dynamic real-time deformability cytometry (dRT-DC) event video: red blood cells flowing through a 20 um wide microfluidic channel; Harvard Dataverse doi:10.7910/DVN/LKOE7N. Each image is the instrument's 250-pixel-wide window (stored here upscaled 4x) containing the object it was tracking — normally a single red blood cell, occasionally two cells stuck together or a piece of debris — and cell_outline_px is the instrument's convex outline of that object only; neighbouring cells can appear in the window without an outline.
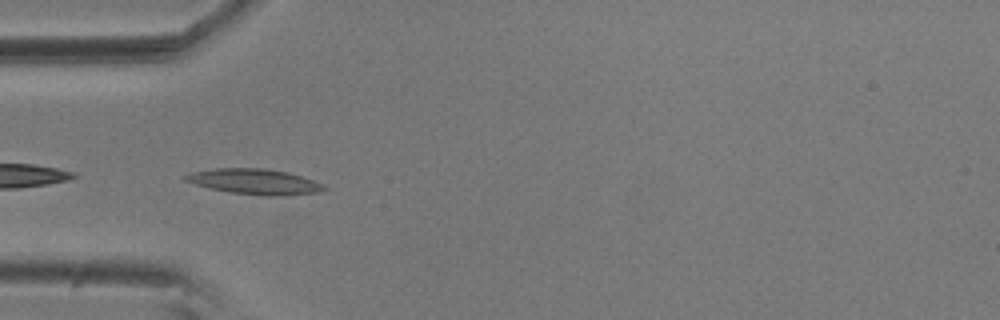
{"species": "common noctule bat (a hibernating species)", "species_latin": "Nyctalus noctula", "temperature_condition": "room temperature", "stored_images_in_passage": 39, "camera_frame_rate_fps": 3000, "um_per_image_px": 0.085, "animal": {"sex": "male", "body_mass_g": 20.5, "forearm_length_mm": 52.5}, "frame": {"image": 1, "passage_image": 2, "time_ms": 0.333, "image_size_px": [1000, 320], "cell_outline_px": [[328, 188], [316, 192], [284, 196], [264, 196], [232, 192], [212, 188], [196, 184], [184, 180], [184, 176], [192, 172], [216, 168], [264, 168], [288, 172], [312, 180]], "centroid_in_image_um": [21.64, 15.43], "position_along_channel_um": 63.4, "area_um2": 20.17}}
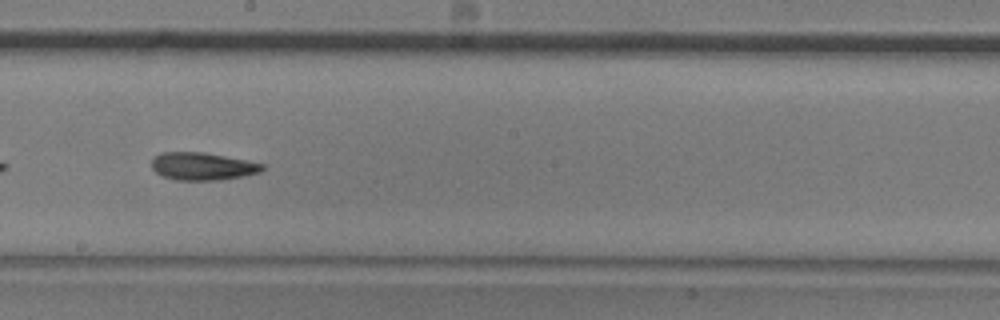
{"frame": {"image": 2, "passage_image": 16, "time_ms": 5.0, "image_size_px": [1000, 320], "cell_outline_px": [[264, 168], [260, 172], [240, 176], [216, 180], [176, 180], [164, 176], [156, 172], [152, 168], [152, 160], [160, 152], [204, 152], [264, 164]], "centroid_in_image_um": [17.18, 14.13], "position_along_channel_um": 231.0, "area_um2": 17.51}}
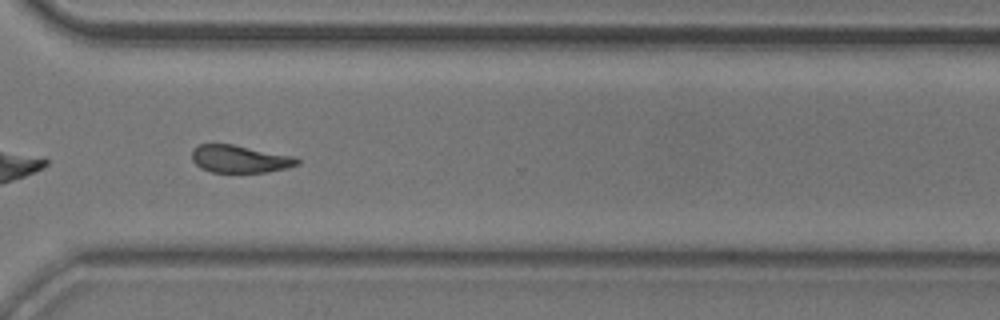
{"frame": {"image": 3, "passage_image": 26, "time_ms": 8.333, "image_size_px": [1000, 320], "cell_outline_px": [[300, 164], [288, 168], [264, 172], [212, 172], [200, 168], [192, 160], [192, 148], [200, 144], [232, 144], [296, 156], [300, 160]], "centroid_in_image_um": [20.41, 13.51], "position_along_channel_um": 350.2, "area_um2": 17.05}}